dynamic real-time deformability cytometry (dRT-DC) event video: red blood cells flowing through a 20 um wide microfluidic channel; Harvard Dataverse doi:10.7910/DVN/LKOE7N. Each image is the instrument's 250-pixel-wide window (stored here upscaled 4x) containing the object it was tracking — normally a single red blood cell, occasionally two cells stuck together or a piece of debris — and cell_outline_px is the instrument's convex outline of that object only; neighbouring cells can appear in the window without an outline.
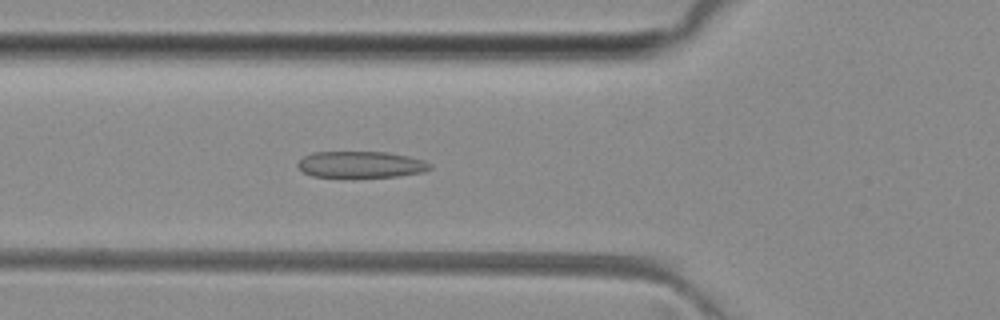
{"species": "common noctule bat (a hibernating species)", "species_latin": "Nyctalus noctula", "temperature_condition": "room temperature", "stored_images_in_passage": 46, "camera_frame_rate_fps": 3000, "um_per_image_px": 0.085, "animal": {"sex": "female", "body_mass_g": 29.2, "forearm_length_mm": 56.3}, "frame": {"image": 1, "passage_image": 17, "time_ms": 5.333, "image_size_px": [1000, 320], "cell_outline_px": [[432, 168], [424, 172], [396, 176], [312, 176], [304, 172], [296, 164], [304, 156], [312, 152], [388, 152], [408, 156], [424, 160], [432, 164]], "centroid_in_image_um": [30.71, 13.96], "position_along_channel_um": 95.1, "area_um2": 20.11}}
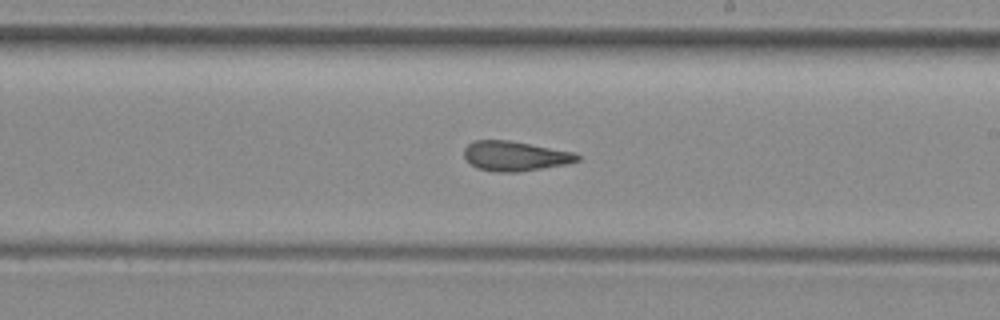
{"frame": {"image": 2, "passage_image": 28, "time_ms": 9.0, "image_size_px": [1000, 320], "cell_outline_px": [[580, 160], [564, 164], [520, 172], [496, 172], [476, 168], [464, 156], [464, 148], [472, 140], [508, 140], [576, 152], [580, 156]], "centroid_in_image_um": [43.77, 13.26], "position_along_channel_um": 245.2, "area_um2": 19.65}}
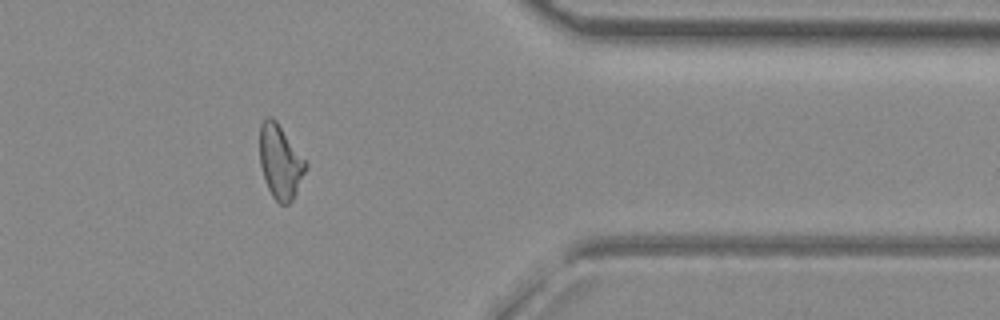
{"frame": {"image": 3, "passage_image": 40, "time_ms": 13.0, "image_size_px": [1000, 320], "cell_outline_px": [[308, 164], [296, 192], [292, 200], [288, 204], [280, 204], [272, 196], [268, 188], [260, 164], [260, 124], [268, 116], [272, 116], [276, 120]], "centroid_in_image_um": [23.81, 13.74], "position_along_channel_um": 387.6, "area_um2": 19.48}, "authors_computed_cell_mechanics": {"area_um2": 20.0277, "velocity_mm_per_s": 4.0851, "shape_relaxation_time_tau1_ms": null, "shape_relaxation_time_tau2_ms": 1.7792, "deformation_change_tau1": null, "deformation_change_tau2": 0.0976}}